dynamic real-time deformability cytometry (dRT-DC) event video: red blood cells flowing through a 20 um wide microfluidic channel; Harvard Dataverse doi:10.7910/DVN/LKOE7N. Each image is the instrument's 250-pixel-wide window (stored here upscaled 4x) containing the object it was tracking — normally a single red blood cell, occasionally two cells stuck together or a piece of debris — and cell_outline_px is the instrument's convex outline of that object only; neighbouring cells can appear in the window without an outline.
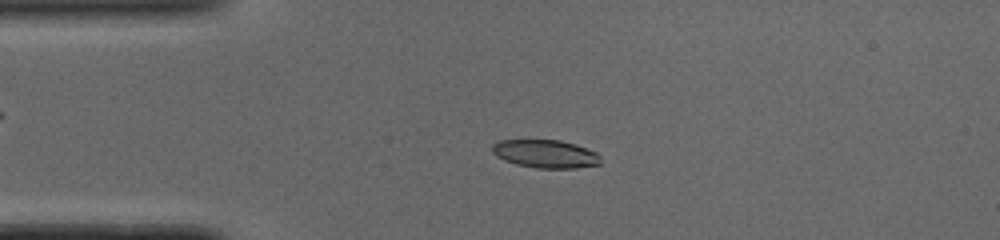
{"species": "common noctule bat (a hibernating species)", "species_latin": "Nyctalus noctula", "temperature_condition": "cold", "stored_images_in_passage": 51, "camera_frame_rate_fps": 3000, "um_per_image_px": 0.085, "animal": {"sex": "male", "body_mass_g": 19.0, "forearm_length_mm": 50.8}, "frame": {"image": 1, "passage_image": 11, "time_ms": 3.333, "image_size_px": [1000, 240], "cell_outline_px": [[600, 164], [576, 168], [536, 168], [516, 164], [504, 160], [496, 156], [492, 152], [492, 144], [500, 140], [560, 140], [576, 144], [596, 152], [600, 156]], "centroid_in_image_um": [46.36, 13.07], "position_along_channel_um": 38.6, "area_um2": 17.8}}
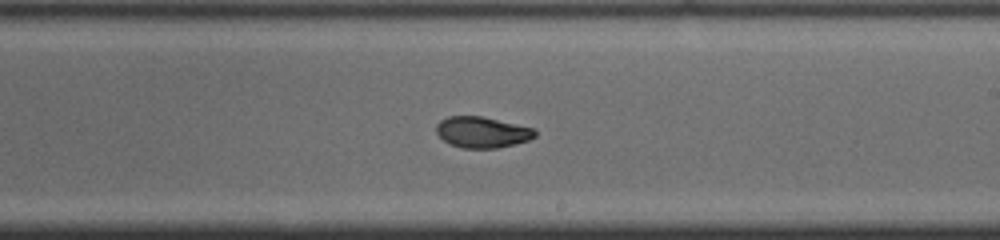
{"frame": {"image": 2, "passage_image": 29, "time_ms": 9.333, "image_size_px": [1000, 240], "cell_outline_px": [[536, 136], [528, 140], [496, 148], [464, 148], [448, 144], [436, 132], [436, 124], [440, 120], [448, 116], [484, 116], [536, 128]], "centroid_in_image_um": [40.98, 11.22], "position_along_channel_um": 248.0, "area_um2": 17.98}}
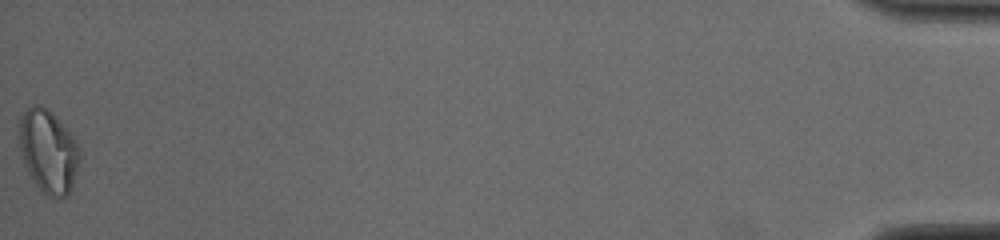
{"frame": {"image": 3, "passage_image": 51, "time_ms": 16.667, "image_size_px": [1000, 240], "cell_outline_px": [[80, 160], [68, 196], [60, 200], [44, 196], [28, 172], [24, 164], [20, 152], [20, 116], [32, 104], [40, 104], [52, 112], [56, 116], [76, 140], [80, 148]], "centroid_in_image_um": [4.12, 12.89], "position_along_channel_um": 431.1, "area_um2": 29.59}, "authors_computed_cell_mechanics": {"area_um2": 18.207, "velocity_mm_per_s": 3.8878, "shape_relaxation_time_tau1_ms": 3.2855, "shape_relaxation_time_tau2_ms": 1.9572, "deformation_change_tau1": 0.1394, "deformation_change_tau2": 0.0585}}